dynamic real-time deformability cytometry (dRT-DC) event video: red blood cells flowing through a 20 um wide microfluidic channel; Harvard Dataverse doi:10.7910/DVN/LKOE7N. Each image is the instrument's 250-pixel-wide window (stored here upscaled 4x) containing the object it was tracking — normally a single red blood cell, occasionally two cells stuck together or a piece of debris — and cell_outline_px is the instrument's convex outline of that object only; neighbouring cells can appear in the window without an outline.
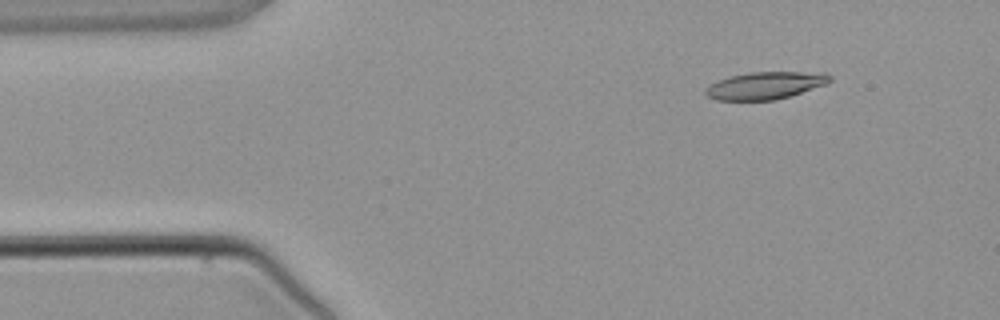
{"species": "common noctule bat (a hibernating species)", "species_latin": "Nyctalus noctula", "temperature_condition": "warm", "stored_images_in_passage": 4, "camera_frame_rate_fps": 3000, "um_per_image_px": 0.085, "animal": {"sex": "male", "body_mass_g": 21.5, "forearm_length_mm": 52.0}, "frame": {"image": 1, "passage_image": 2, "time_ms": 1.333, "image_size_px": [1000, 320], "cell_outline_px": [[832, 80], [828, 84], [776, 100], [716, 100], [708, 96], [704, 92], [712, 84], [728, 76], [748, 72], [824, 72], [832, 76]], "centroid_in_image_um": [65.11, 7.26], "position_along_channel_um": 19.9, "area_um2": 19.83}}